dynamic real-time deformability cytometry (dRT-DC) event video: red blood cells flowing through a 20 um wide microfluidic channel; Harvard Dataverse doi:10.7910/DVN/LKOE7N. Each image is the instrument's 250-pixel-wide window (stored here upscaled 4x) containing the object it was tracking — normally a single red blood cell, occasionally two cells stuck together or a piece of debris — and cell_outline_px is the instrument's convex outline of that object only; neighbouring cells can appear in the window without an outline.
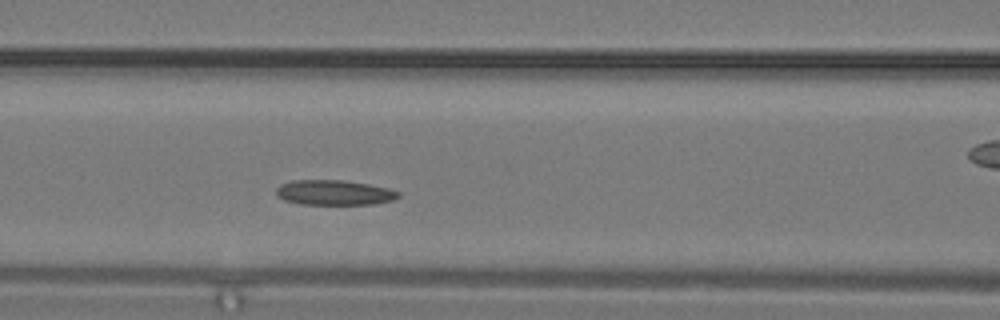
{"species": "common noctule bat (a hibernating species)", "species_latin": "Nyctalus noctula", "temperature_condition": "warm", "stored_images_in_passage": 8, "segment_of_instrument_passage": [1, 2], "camera_frame_rate_fps": 3000, "um_per_image_px": 0.085, "animal": {"sex": "male", "body_mass_g": 19.2, "forearm_length_mm": 51.8}, "frame": {"image": 1, "passage_image": 7, "time_ms": 2.0, "image_size_px": [1000, 320], "cell_outline_px": [[400, 196], [392, 200], [372, 204], [300, 204], [284, 200], [276, 196], [276, 188], [280, 184], [292, 180], [344, 180], [368, 184], [388, 188], [400, 192]], "centroid_in_image_um": [28.37, 16.36], "position_along_channel_um": 138.2, "area_um2": 17.86}}